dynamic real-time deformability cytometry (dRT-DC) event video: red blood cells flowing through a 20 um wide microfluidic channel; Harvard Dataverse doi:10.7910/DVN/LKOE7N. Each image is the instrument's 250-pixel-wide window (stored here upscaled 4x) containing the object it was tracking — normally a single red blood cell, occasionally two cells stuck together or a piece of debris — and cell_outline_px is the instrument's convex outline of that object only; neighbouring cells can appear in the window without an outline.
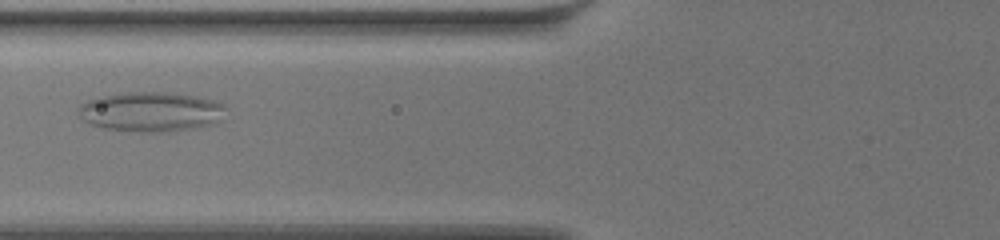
{"species": "common noctule bat (a hibernating species)", "species_latin": "Nyctalus noctula", "temperature_condition": "warm", "stored_images_in_passage": 9, "camera_frame_rate_fps": 3000, "um_per_image_px": 0.085, "animal": {"sex": "female", "body_mass_g": 19.5, "forearm_length_mm": 54.1}, "frame": {"image": 1, "passage_image": 4, "time_ms": 1.0, "image_size_px": [1000, 240], "cell_outline_px": [[224, 108], [216, 124], [196, 128], [160, 132], [148, 132], [104, 128], [92, 124], [84, 120], [80, 116], [80, 104], [96, 96], [128, 92], [164, 92], [196, 96], [212, 100], [224, 104]], "centroid_in_image_um": [12.82, 9.49], "position_along_channel_um": 113.0, "area_um2": 33.76}}
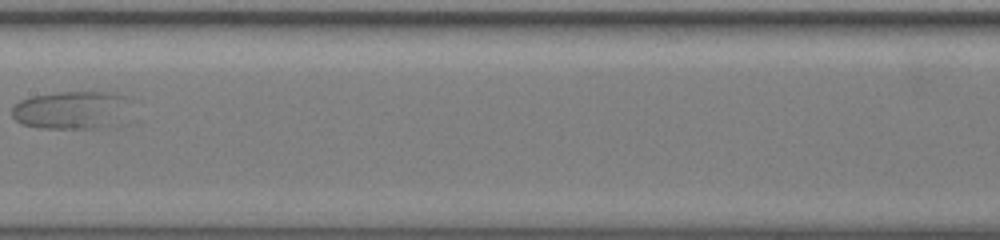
{"frame": {"image": 2, "passage_image": 7, "time_ms": 2.0, "image_size_px": [1000, 240], "cell_outline_px": [[124, 96], [108, 124], [104, 128], [40, 128], [20, 124], [12, 116], [12, 108], [20, 100], [32, 96], [60, 92], [116, 92]], "centroid_in_image_um": [5.76, 9.34], "position_along_channel_um": 201.6, "area_um2": 24.51}}
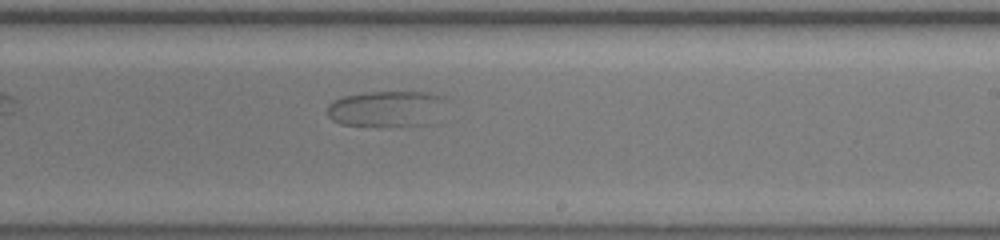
{"frame": {"image": 3, "passage_image": 9, "time_ms": 2.667, "image_size_px": [1000, 240], "cell_outline_px": [[448, 100], [432, 124], [340, 124], [332, 120], [328, 116], [328, 104], [332, 100], [344, 96], [368, 92], [428, 92], [444, 96]], "centroid_in_image_um": [32.89, 9.2], "position_along_channel_um": 256.1, "area_um2": 24.51}}